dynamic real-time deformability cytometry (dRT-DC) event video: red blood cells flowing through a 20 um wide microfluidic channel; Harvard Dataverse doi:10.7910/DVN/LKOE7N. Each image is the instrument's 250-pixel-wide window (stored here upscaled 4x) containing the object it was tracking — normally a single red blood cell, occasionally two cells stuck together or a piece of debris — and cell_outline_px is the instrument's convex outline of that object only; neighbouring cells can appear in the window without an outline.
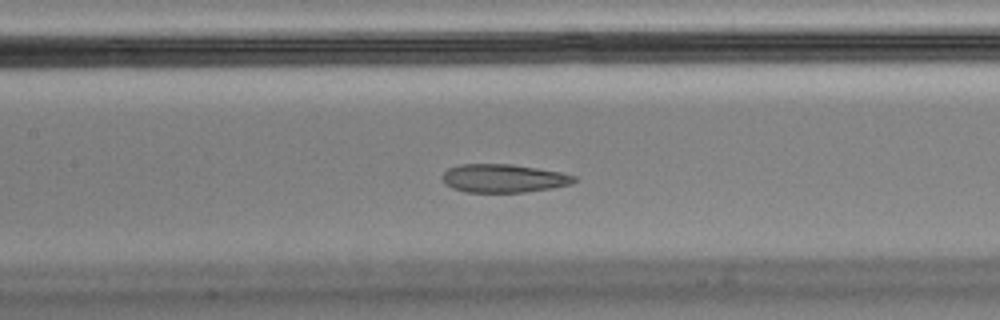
{"species": "Egyptian fruit bat (a non-hibernating species)", "species_latin": "Rousettus aegyptiacus", "temperature_condition": "cold", "stored_images_in_passage": 41, "camera_frame_rate_fps": 3000, "um_per_image_px": 0.085, "animal": {"sex": "male"}, "frame": {"image": 1, "passage_image": 9, "time_ms": 2.667, "image_size_px": [1000, 320], "cell_outline_px": [[576, 180], [572, 184], [552, 188], [524, 192], [464, 192], [452, 188], [444, 184], [440, 176], [448, 168], [460, 164], [512, 164], [560, 172], [576, 176]], "centroid_in_image_um": [42.76, 15.16], "position_along_channel_um": 164.6, "area_um2": 21.91}}
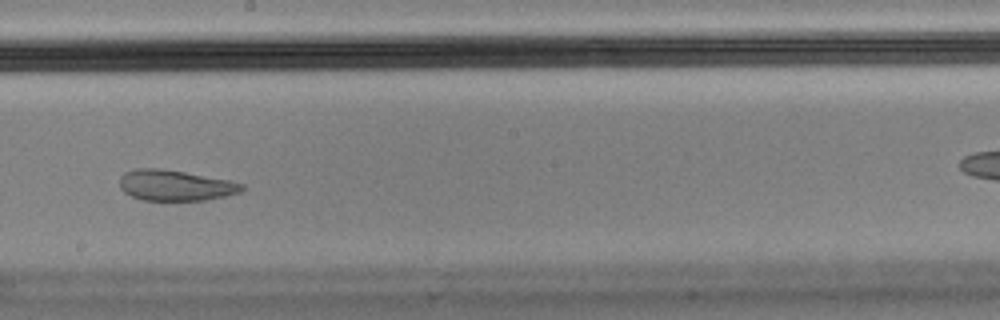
{"frame": {"image": 2, "passage_image": 15, "time_ms": 4.667, "image_size_px": [1000, 320], "cell_outline_px": [[244, 188], [240, 192], [208, 200], [144, 200], [132, 196], [124, 192], [120, 188], [120, 176], [124, 172], [136, 168], [160, 168], [184, 172], [228, 180], [244, 184]], "centroid_in_image_um": [14.87, 15.75], "position_along_channel_um": 233.3, "area_um2": 21.79}}
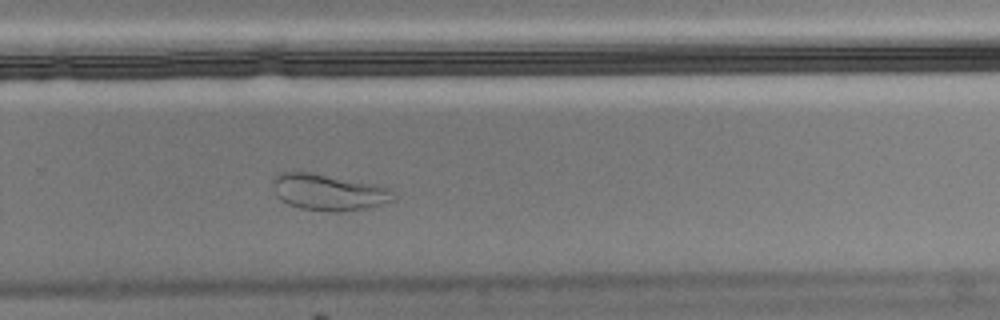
{"frame": {"image": 3, "passage_image": 21, "time_ms": 6.667, "image_size_px": [1000, 320], "cell_outline_px": [[396, 196], [392, 200], [368, 208], [336, 212], [300, 208], [288, 204], [280, 200], [276, 196], [272, 184], [272, 180], [280, 172], [312, 172], [392, 188]], "centroid_in_image_um": [27.91, 16.33], "position_along_channel_um": 301.9, "area_um2": 25.49}}